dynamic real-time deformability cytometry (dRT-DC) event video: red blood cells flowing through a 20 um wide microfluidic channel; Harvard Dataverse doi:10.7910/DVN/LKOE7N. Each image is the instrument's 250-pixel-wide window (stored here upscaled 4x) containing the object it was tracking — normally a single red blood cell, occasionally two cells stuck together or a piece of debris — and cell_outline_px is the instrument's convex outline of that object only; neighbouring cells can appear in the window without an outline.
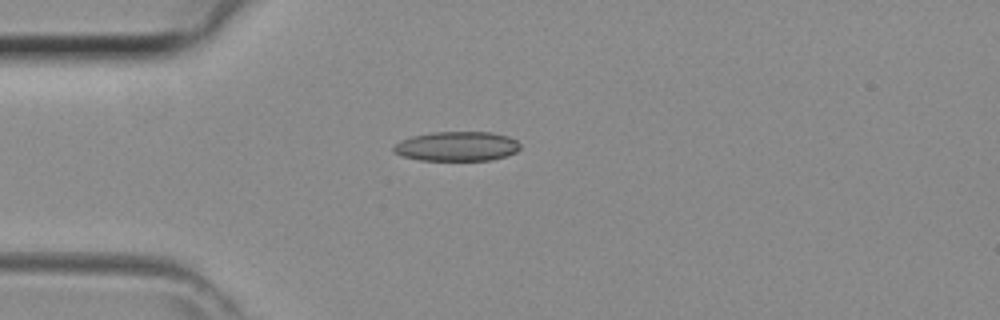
{"species": "common noctule bat (a hibernating species)", "species_latin": "Nyctalus noctula", "temperature_condition": "room temperature", "stored_images_in_passage": 33, "camera_frame_rate_fps": 3000, "um_per_image_px": 0.085, "animal": {"sex": "female", "body_mass_g": 29.2, "forearm_length_mm": 56.3}, "frame": {"image": 1, "passage_image": 1, "time_ms": 0.0, "image_size_px": [1000, 320], "cell_outline_px": [[520, 148], [516, 152], [492, 160], [420, 160], [404, 156], [392, 152], [392, 148], [400, 140], [412, 136], [432, 132], [492, 132], [508, 136], [516, 140], [520, 144]], "centroid_in_image_um": [38.83, 12.43], "position_along_channel_um": 46.2, "area_um2": 21.79}}
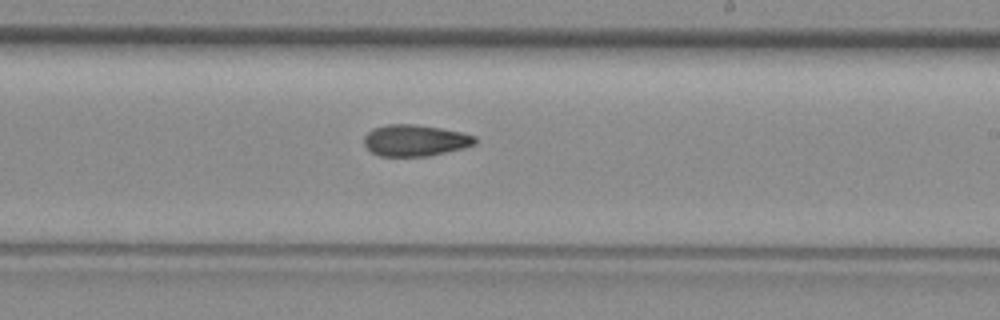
{"frame": {"image": 2, "passage_image": 15, "time_ms": 4.667, "image_size_px": [1000, 320], "cell_outline_px": [[476, 144], [464, 148], [428, 156], [380, 156], [372, 152], [364, 144], [364, 136], [372, 128], [388, 124], [416, 124], [440, 128], [460, 132], [476, 136]], "centroid_in_image_um": [35.28, 11.93], "position_along_channel_um": 253.7, "area_um2": 20.35}}
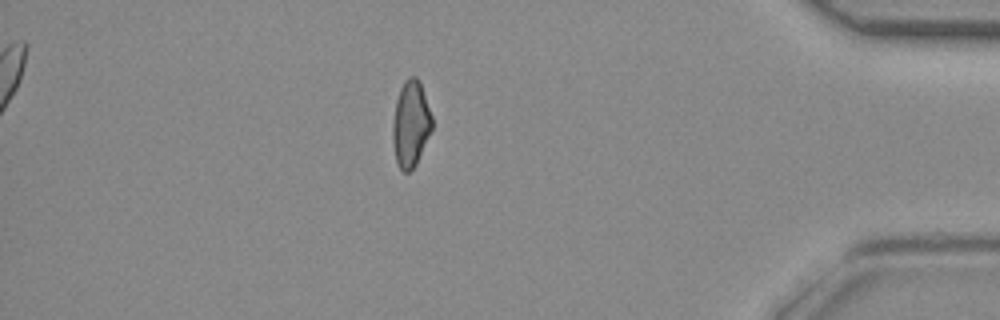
{"frame": {"image": 3, "passage_image": 27, "time_ms": 8.667, "image_size_px": [1000, 320], "cell_outline_px": [[432, 128], [416, 164], [408, 172], [404, 172], [400, 168], [396, 160], [392, 144], [392, 120], [396, 100], [400, 88], [404, 80], [408, 76], [416, 76], [420, 80], [432, 116]], "centroid_in_image_um": [34.89, 10.49], "position_along_channel_um": 400.3, "area_um2": 19.88}}